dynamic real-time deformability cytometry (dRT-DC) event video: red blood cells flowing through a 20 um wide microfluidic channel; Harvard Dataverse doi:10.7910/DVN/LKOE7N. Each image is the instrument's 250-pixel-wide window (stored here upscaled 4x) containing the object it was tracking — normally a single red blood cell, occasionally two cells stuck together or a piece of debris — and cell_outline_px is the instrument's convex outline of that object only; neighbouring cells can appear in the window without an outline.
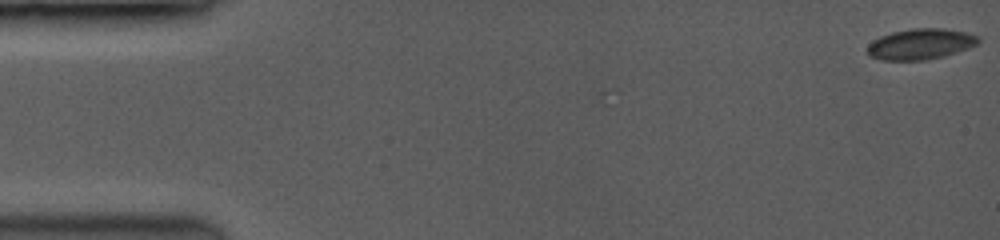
{"species": "common noctule bat (a hibernating species)", "species_latin": "Nyctalus noctula", "temperature_condition": "room temperature", "stored_images_in_passage": 2, "camera_frame_rate_fps": 3500, "um_per_image_px": 0.085, "animal": {"sex": "female", "body_mass_g": 19.0, "forearm_length_mm": 53.3}, "frame": {"image": 1, "passage_image": 2, "time_ms": 1.143, "image_size_px": [1000, 240], "cell_outline_px": [[980, 40], [976, 44], [940, 56], [924, 60], [884, 60], [872, 56], [868, 52], [868, 44], [880, 36], [892, 32], [916, 28], [940, 28], [964, 32], [976, 36]], "centroid_in_image_um": [78.18, 3.73], "position_along_channel_um": 6.8, "area_um2": 19.13}}